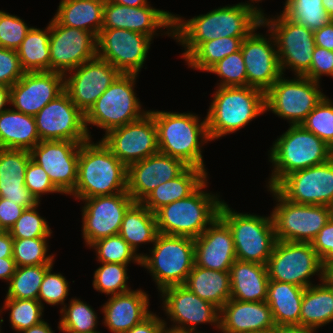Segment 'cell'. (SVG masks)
<instances>
[{
	"label": "cell",
	"instance_id": "obj_26",
	"mask_svg": "<svg viewBox=\"0 0 333 333\" xmlns=\"http://www.w3.org/2000/svg\"><path fill=\"white\" fill-rule=\"evenodd\" d=\"M188 166L180 159L157 152L127 167V192L142 202L159 184L179 176Z\"/></svg>",
	"mask_w": 333,
	"mask_h": 333
},
{
	"label": "cell",
	"instance_id": "obj_61",
	"mask_svg": "<svg viewBox=\"0 0 333 333\" xmlns=\"http://www.w3.org/2000/svg\"><path fill=\"white\" fill-rule=\"evenodd\" d=\"M16 270V264L13 258H0V279L7 281L11 280Z\"/></svg>",
	"mask_w": 333,
	"mask_h": 333
},
{
	"label": "cell",
	"instance_id": "obj_62",
	"mask_svg": "<svg viewBox=\"0 0 333 333\" xmlns=\"http://www.w3.org/2000/svg\"><path fill=\"white\" fill-rule=\"evenodd\" d=\"M271 333H317V331L302 325H275Z\"/></svg>",
	"mask_w": 333,
	"mask_h": 333
},
{
	"label": "cell",
	"instance_id": "obj_7",
	"mask_svg": "<svg viewBox=\"0 0 333 333\" xmlns=\"http://www.w3.org/2000/svg\"><path fill=\"white\" fill-rule=\"evenodd\" d=\"M150 254L141 258L160 293L164 288L184 285L195 264L194 239L158 233Z\"/></svg>",
	"mask_w": 333,
	"mask_h": 333
},
{
	"label": "cell",
	"instance_id": "obj_67",
	"mask_svg": "<svg viewBox=\"0 0 333 333\" xmlns=\"http://www.w3.org/2000/svg\"><path fill=\"white\" fill-rule=\"evenodd\" d=\"M160 333H203V332L186 331L182 329L172 328L170 326L167 327V322L164 321V326L161 328Z\"/></svg>",
	"mask_w": 333,
	"mask_h": 333
},
{
	"label": "cell",
	"instance_id": "obj_47",
	"mask_svg": "<svg viewBox=\"0 0 333 333\" xmlns=\"http://www.w3.org/2000/svg\"><path fill=\"white\" fill-rule=\"evenodd\" d=\"M102 264L94 271L93 288L100 293L117 295L129 292L133 289L127 285L129 276L128 266L120 263H100Z\"/></svg>",
	"mask_w": 333,
	"mask_h": 333
},
{
	"label": "cell",
	"instance_id": "obj_65",
	"mask_svg": "<svg viewBox=\"0 0 333 333\" xmlns=\"http://www.w3.org/2000/svg\"><path fill=\"white\" fill-rule=\"evenodd\" d=\"M106 1L125 5L128 7H141L149 4L148 0H106Z\"/></svg>",
	"mask_w": 333,
	"mask_h": 333
},
{
	"label": "cell",
	"instance_id": "obj_10",
	"mask_svg": "<svg viewBox=\"0 0 333 333\" xmlns=\"http://www.w3.org/2000/svg\"><path fill=\"white\" fill-rule=\"evenodd\" d=\"M276 201L270 212L276 240L311 243L333 216V208L324 205L297 204L286 200L275 188L268 190Z\"/></svg>",
	"mask_w": 333,
	"mask_h": 333
},
{
	"label": "cell",
	"instance_id": "obj_43",
	"mask_svg": "<svg viewBox=\"0 0 333 333\" xmlns=\"http://www.w3.org/2000/svg\"><path fill=\"white\" fill-rule=\"evenodd\" d=\"M322 3V0H286L282 13L296 24L315 31L333 21Z\"/></svg>",
	"mask_w": 333,
	"mask_h": 333
},
{
	"label": "cell",
	"instance_id": "obj_58",
	"mask_svg": "<svg viewBox=\"0 0 333 333\" xmlns=\"http://www.w3.org/2000/svg\"><path fill=\"white\" fill-rule=\"evenodd\" d=\"M165 319L151 312L144 320L128 330L126 333H160Z\"/></svg>",
	"mask_w": 333,
	"mask_h": 333
},
{
	"label": "cell",
	"instance_id": "obj_11",
	"mask_svg": "<svg viewBox=\"0 0 333 333\" xmlns=\"http://www.w3.org/2000/svg\"><path fill=\"white\" fill-rule=\"evenodd\" d=\"M321 90L319 82L305 76L289 79L282 75L265 92L266 112L287 120L290 125H301L326 96Z\"/></svg>",
	"mask_w": 333,
	"mask_h": 333
},
{
	"label": "cell",
	"instance_id": "obj_28",
	"mask_svg": "<svg viewBox=\"0 0 333 333\" xmlns=\"http://www.w3.org/2000/svg\"><path fill=\"white\" fill-rule=\"evenodd\" d=\"M274 327L272 312L266 301L247 302L230 299L220 309L221 333L271 332Z\"/></svg>",
	"mask_w": 333,
	"mask_h": 333
},
{
	"label": "cell",
	"instance_id": "obj_60",
	"mask_svg": "<svg viewBox=\"0 0 333 333\" xmlns=\"http://www.w3.org/2000/svg\"><path fill=\"white\" fill-rule=\"evenodd\" d=\"M13 238L8 231L0 232V258H12Z\"/></svg>",
	"mask_w": 333,
	"mask_h": 333
},
{
	"label": "cell",
	"instance_id": "obj_9",
	"mask_svg": "<svg viewBox=\"0 0 333 333\" xmlns=\"http://www.w3.org/2000/svg\"><path fill=\"white\" fill-rule=\"evenodd\" d=\"M138 74H120L108 89L97 99L85 114V126L89 137V124L105 130V134L142 118L149 110H144L136 96L135 85Z\"/></svg>",
	"mask_w": 333,
	"mask_h": 333
},
{
	"label": "cell",
	"instance_id": "obj_13",
	"mask_svg": "<svg viewBox=\"0 0 333 333\" xmlns=\"http://www.w3.org/2000/svg\"><path fill=\"white\" fill-rule=\"evenodd\" d=\"M266 266L269 281L306 288L313 285V276L324 279V265L311 243L277 240Z\"/></svg>",
	"mask_w": 333,
	"mask_h": 333
},
{
	"label": "cell",
	"instance_id": "obj_32",
	"mask_svg": "<svg viewBox=\"0 0 333 333\" xmlns=\"http://www.w3.org/2000/svg\"><path fill=\"white\" fill-rule=\"evenodd\" d=\"M206 179L208 173L204 170L188 166L176 178L159 184L141 202L152 213L174 201L191 195Z\"/></svg>",
	"mask_w": 333,
	"mask_h": 333
},
{
	"label": "cell",
	"instance_id": "obj_17",
	"mask_svg": "<svg viewBox=\"0 0 333 333\" xmlns=\"http://www.w3.org/2000/svg\"><path fill=\"white\" fill-rule=\"evenodd\" d=\"M49 25L50 71L65 75L97 56V37L93 33L60 25L54 18Z\"/></svg>",
	"mask_w": 333,
	"mask_h": 333
},
{
	"label": "cell",
	"instance_id": "obj_59",
	"mask_svg": "<svg viewBox=\"0 0 333 333\" xmlns=\"http://www.w3.org/2000/svg\"><path fill=\"white\" fill-rule=\"evenodd\" d=\"M315 45L333 51V21L314 31Z\"/></svg>",
	"mask_w": 333,
	"mask_h": 333
},
{
	"label": "cell",
	"instance_id": "obj_64",
	"mask_svg": "<svg viewBox=\"0 0 333 333\" xmlns=\"http://www.w3.org/2000/svg\"><path fill=\"white\" fill-rule=\"evenodd\" d=\"M6 105H10V88L0 85V114L8 109Z\"/></svg>",
	"mask_w": 333,
	"mask_h": 333
},
{
	"label": "cell",
	"instance_id": "obj_24",
	"mask_svg": "<svg viewBox=\"0 0 333 333\" xmlns=\"http://www.w3.org/2000/svg\"><path fill=\"white\" fill-rule=\"evenodd\" d=\"M174 14L153 8L150 4L128 7L105 0L102 29H126L142 33L152 40L157 32L173 38ZM166 28V29H164ZM160 30V31H159ZM157 31V32H156Z\"/></svg>",
	"mask_w": 333,
	"mask_h": 333
},
{
	"label": "cell",
	"instance_id": "obj_69",
	"mask_svg": "<svg viewBox=\"0 0 333 333\" xmlns=\"http://www.w3.org/2000/svg\"><path fill=\"white\" fill-rule=\"evenodd\" d=\"M252 2H250L249 4L253 7H255L262 15L264 14V11L261 9V7H258L257 5H255V3H259L262 2V0H250ZM255 1V2H254ZM253 3V4H252ZM255 5V6H254Z\"/></svg>",
	"mask_w": 333,
	"mask_h": 333
},
{
	"label": "cell",
	"instance_id": "obj_41",
	"mask_svg": "<svg viewBox=\"0 0 333 333\" xmlns=\"http://www.w3.org/2000/svg\"><path fill=\"white\" fill-rule=\"evenodd\" d=\"M60 314L58 329L63 333H102L96 330L99 322L97 313L80 298H71L69 304L61 306Z\"/></svg>",
	"mask_w": 333,
	"mask_h": 333
},
{
	"label": "cell",
	"instance_id": "obj_55",
	"mask_svg": "<svg viewBox=\"0 0 333 333\" xmlns=\"http://www.w3.org/2000/svg\"><path fill=\"white\" fill-rule=\"evenodd\" d=\"M312 56L310 69L304 76L319 83L321 76L333 78V51L315 46Z\"/></svg>",
	"mask_w": 333,
	"mask_h": 333
},
{
	"label": "cell",
	"instance_id": "obj_66",
	"mask_svg": "<svg viewBox=\"0 0 333 333\" xmlns=\"http://www.w3.org/2000/svg\"><path fill=\"white\" fill-rule=\"evenodd\" d=\"M324 279L333 285V259L324 266Z\"/></svg>",
	"mask_w": 333,
	"mask_h": 333
},
{
	"label": "cell",
	"instance_id": "obj_46",
	"mask_svg": "<svg viewBox=\"0 0 333 333\" xmlns=\"http://www.w3.org/2000/svg\"><path fill=\"white\" fill-rule=\"evenodd\" d=\"M95 250L97 261L100 263H120L128 265L131 262L141 266V257L118 234L100 239L90 247Z\"/></svg>",
	"mask_w": 333,
	"mask_h": 333
},
{
	"label": "cell",
	"instance_id": "obj_53",
	"mask_svg": "<svg viewBox=\"0 0 333 333\" xmlns=\"http://www.w3.org/2000/svg\"><path fill=\"white\" fill-rule=\"evenodd\" d=\"M25 186L37 202L45 194H63L50 180L46 171L32 159L29 161L25 172Z\"/></svg>",
	"mask_w": 333,
	"mask_h": 333
},
{
	"label": "cell",
	"instance_id": "obj_68",
	"mask_svg": "<svg viewBox=\"0 0 333 333\" xmlns=\"http://www.w3.org/2000/svg\"><path fill=\"white\" fill-rule=\"evenodd\" d=\"M322 2L325 11L333 19V0H322Z\"/></svg>",
	"mask_w": 333,
	"mask_h": 333
},
{
	"label": "cell",
	"instance_id": "obj_30",
	"mask_svg": "<svg viewBox=\"0 0 333 333\" xmlns=\"http://www.w3.org/2000/svg\"><path fill=\"white\" fill-rule=\"evenodd\" d=\"M31 152L0 148V198L13 201L25 209L38 202L25 186V172Z\"/></svg>",
	"mask_w": 333,
	"mask_h": 333
},
{
	"label": "cell",
	"instance_id": "obj_45",
	"mask_svg": "<svg viewBox=\"0 0 333 333\" xmlns=\"http://www.w3.org/2000/svg\"><path fill=\"white\" fill-rule=\"evenodd\" d=\"M44 308L37 300L5 298L0 314L3 310L10 311L11 328L19 333L43 321Z\"/></svg>",
	"mask_w": 333,
	"mask_h": 333
},
{
	"label": "cell",
	"instance_id": "obj_50",
	"mask_svg": "<svg viewBox=\"0 0 333 333\" xmlns=\"http://www.w3.org/2000/svg\"><path fill=\"white\" fill-rule=\"evenodd\" d=\"M38 202L32 207L26 208L15 224L9 229L13 239L51 237L52 230L49 223L38 213Z\"/></svg>",
	"mask_w": 333,
	"mask_h": 333
},
{
	"label": "cell",
	"instance_id": "obj_34",
	"mask_svg": "<svg viewBox=\"0 0 333 333\" xmlns=\"http://www.w3.org/2000/svg\"><path fill=\"white\" fill-rule=\"evenodd\" d=\"M105 0H61L54 19L63 26L93 33L102 30Z\"/></svg>",
	"mask_w": 333,
	"mask_h": 333
},
{
	"label": "cell",
	"instance_id": "obj_36",
	"mask_svg": "<svg viewBox=\"0 0 333 333\" xmlns=\"http://www.w3.org/2000/svg\"><path fill=\"white\" fill-rule=\"evenodd\" d=\"M184 286L219 309L231 297L230 272L210 270L194 264Z\"/></svg>",
	"mask_w": 333,
	"mask_h": 333
},
{
	"label": "cell",
	"instance_id": "obj_39",
	"mask_svg": "<svg viewBox=\"0 0 333 333\" xmlns=\"http://www.w3.org/2000/svg\"><path fill=\"white\" fill-rule=\"evenodd\" d=\"M50 25L32 27L16 50L25 72L50 71Z\"/></svg>",
	"mask_w": 333,
	"mask_h": 333
},
{
	"label": "cell",
	"instance_id": "obj_54",
	"mask_svg": "<svg viewBox=\"0 0 333 333\" xmlns=\"http://www.w3.org/2000/svg\"><path fill=\"white\" fill-rule=\"evenodd\" d=\"M25 73L17 51L0 47V85L10 88Z\"/></svg>",
	"mask_w": 333,
	"mask_h": 333
},
{
	"label": "cell",
	"instance_id": "obj_4",
	"mask_svg": "<svg viewBox=\"0 0 333 333\" xmlns=\"http://www.w3.org/2000/svg\"><path fill=\"white\" fill-rule=\"evenodd\" d=\"M216 88L206 115L211 141L237 132L266 113L262 90L250 86Z\"/></svg>",
	"mask_w": 333,
	"mask_h": 333
},
{
	"label": "cell",
	"instance_id": "obj_42",
	"mask_svg": "<svg viewBox=\"0 0 333 333\" xmlns=\"http://www.w3.org/2000/svg\"><path fill=\"white\" fill-rule=\"evenodd\" d=\"M52 265L16 267L14 275L8 282L5 298L37 300L45 272Z\"/></svg>",
	"mask_w": 333,
	"mask_h": 333
},
{
	"label": "cell",
	"instance_id": "obj_29",
	"mask_svg": "<svg viewBox=\"0 0 333 333\" xmlns=\"http://www.w3.org/2000/svg\"><path fill=\"white\" fill-rule=\"evenodd\" d=\"M101 306L102 324L112 333H126L151 313L149 295L141 289L110 295Z\"/></svg>",
	"mask_w": 333,
	"mask_h": 333
},
{
	"label": "cell",
	"instance_id": "obj_56",
	"mask_svg": "<svg viewBox=\"0 0 333 333\" xmlns=\"http://www.w3.org/2000/svg\"><path fill=\"white\" fill-rule=\"evenodd\" d=\"M311 244L324 266L333 259V216L319 231Z\"/></svg>",
	"mask_w": 333,
	"mask_h": 333
},
{
	"label": "cell",
	"instance_id": "obj_6",
	"mask_svg": "<svg viewBox=\"0 0 333 333\" xmlns=\"http://www.w3.org/2000/svg\"><path fill=\"white\" fill-rule=\"evenodd\" d=\"M206 179L191 195L167 204L155 212L158 233L197 238L219 216L222 199L209 193Z\"/></svg>",
	"mask_w": 333,
	"mask_h": 333
},
{
	"label": "cell",
	"instance_id": "obj_1",
	"mask_svg": "<svg viewBox=\"0 0 333 333\" xmlns=\"http://www.w3.org/2000/svg\"><path fill=\"white\" fill-rule=\"evenodd\" d=\"M262 23V14L248 2L213 9L185 20L174 14L173 39L184 47L186 59L201 43L234 37L245 38Z\"/></svg>",
	"mask_w": 333,
	"mask_h": 333
},
{
	"label": "cell",
	"instance_id": "obj_15",
	"mask_svg": "<svg viewBox=\"0 0 333 333\" xmlns=\"http://www.w3.org/2000/svg\"><path fill=\"white\" fill-rule=\"evenodd\" d=\"M81 201L84 202L81 231L87 247L100 239L118 235L126 211L135 203L127 191Z\"/></svg>",
	"mask_w": 333,
	"mask_h": 333
},
{
	"label": "cell",
	"instance_id": "obj_23",
	"mask_svg": "<svg viewBox=\"0 0 333 333\" xmlns=\"http://www.w3.org/2000/svg\"><path fill=\"white\" fill-rule=\"evenodd\" d=\"M261 23L242 41L241 51L247 73V86L266 92L283 74L273 35L257 33ZM268 37V38H267Z\"/></svg>",
	"mask_w": 333,
	"mask_h": 333
},
{
	"label": "cell",
	"instance_id": "obj_12",
	"mask_svg": "<svg viewBox=\"0 0 333 333\" xmlns=\"http://www.w3.org/2000/svg\"><path fill=\"white\" fill-rule=\"evenodd\" d=\"M265 16L264 13L262 24L274 37L282 74L290 69L295 76H304L310 69L316 46L314 31L296 24L282 12L275 17Z\"/></svg>",
	"mask_w": 333,
	"mask_h": 333
},
{
	"label": "cell",
	"instance_id": "obj_51",
	"mask_svg": "<svg viewBox=\"0 0 333 333\" xmlns=\"http://www.w3.org/2000/svg\"><path fill=\"white\" fill-rule=\"evenodd\" d=\"M53 265L45 272L39 290L37 301L44 307V303L51 306H64L69 295V281L61 273H54Z\"/></svg>",
	"mask_w": 333,
	"mask_h": 333
},
{
	"label": "cell",
	"instance_id": "obj_71",
	"mask_svg": "<svg viewBox=\"0 0 333 333\" xmlns=\"http://www.w3.org/2000/svg\"><path fill=\"white\" fill-rule=\"evenodd\" d=\"M253 333H271V332H253Z\"/></svg>",
	"mask_w": 333,
	"mask_h": 333
},
{
	"label": "cell",
	"instance_id": "obj_3",
	"mask_svg": "<svg viewBox=\"0 0 333 333\" xmlns=\"http://www.w3.org/2000/svg\"><path fill=\"white\" fill-rule=\"evenodd\" d=\"M127 191V167L102 140L91 138L81 143L78 158V179L69 194L76 200L114 195Z\"/></svg>",
	"mask_w": 333,
	"mask_h": 333
},
{
	"label": "cell",
	"instance_id": "obj_48",
	"mask_svg": "<svg viewBox=\"0 0 333 333\" xmlns=\"http://www.w3.org/2000/svg\"><path fill=\"white\" fill-rule=\"evenodd\" d=\"M333 149V101L325 96L301 124Z\"/></svg>",
	"mask_w": 333,
	"mask_h": 333
},
{
	"label": "cell",
	"instance_id": "obj_52",
	"mask_svg": "<svg viewBox=\"0 0 333 333\" xmlns=\"http://www.w3.org/2000/svg\"><path fill=\"white\" fill-rule=\"evenodd\" d=\"M31 28L19 16L0 10V47L17 50Z\"/></svg>",
	"mask_w": 333,
	"mask_h": 333
},
{
	"label": "cell",
	"instance_id": "obj_35",
	"mask_svg": "<svg viewBox=\"0 0 333 333\" xmlns=\"http://www.w3.org/2000/svg\"><path fill=\"white\" fill-rule=\"evenodd\" d=\"M304 290L290 283L269 281L266 302L275 325H300Z\"/></svg>",
	"mask_w": 333,
	"mask_h": 333
},
{
	"label": "cell",
	"instance_id": "obj_63",
	"mask_svg": "<svg viewBox=\"0 0 333 333\" xmlns=\"http://www.w3.org/2000/svg\"><path fill=\"white\" fill-rule=\"evenodd\" d=\"M19 333H55L45 320L33 325L32 327L22 330Z\"/></svg>",
	"mask_w": 333,
	"mask_h": 333
},
{
	"label": "cell",
	"instance_id": "obj_49",
	"mask_svg": "<svg viewBox=\"0 0 333 333\" xmlns=\"http://www.w3.org/2000/svg\"><path fill=\"white\" fill-rule=\"evenodd\" d=\"M208 72L219 77L220 82L216 87L247 86V73L241 50L223 58Z\"/></svg>",
	"mask_w": 333,
	"mask_h": 333
},
{
	"label": "cell",
	"instance_id": "obj_16",
	"mask_svg": "<svg viewBox=\"0 0 333 333\" xmlns=\"http://www.w3.org/2000/svg\"><path fill=\"white\" fill-rule=\"evenodd\" d=\"M41 141L65 140L83 143L90 139L85 115L71 101L64 90L44 106L35 116Z\"/></svg>",
	"mask_w": 333,
	"mask_h": 333
},
{
	"label": "cell",
	"instance_id": "obj_2",
	"mask_svg": "<svg viewBox=\"0 0 333 333\" xmlns=\"http://www.w3.org/2000/svg\"><path fill=\"white\" fill-rule=\"evenodd\" d=\"M157 127L159 152L204 170L203 144L211 142L206 117L196 113L149 110Z\"/></svg>",
	"mask_w": 333,
	"mask_h": 333
},
{
	"label": "cell",
	"instance_id": "obj_31",
	"mask_svg": "<svg viewBox=\"0 0 333 333\" xmlns=\"http://www.w3.org/2000/svg\"><path fill=\"white\" fill-rule=\"evenodd\" d=\"M229 272L230 299L247 302L267 300L269 277L266 265L236 259Z\"/></svg>",
	"mask_w": 333,
	"mask_h": 333
},
{
	"label": "cell",
	"instance_id": "obj_18",
	"mask_svg": "<svg viewBox=\"0 0 333 333\" xmlns=\"http://www.w3.org/2000/svg\"><path fill=\"white\" fill-rule=\"evenodd\" d=\"M103 135L102 142L126 167L159 152L157 127L150 112Z\"/></svg>",
	"mask_w": 333,
	"mask_h": 333
},
{
	"label": "cell",
	"instance_id": "obj_21",
	"mask_svg": "<svg viewBox=\"0 0 333 333\" xmlns=\"http://www.w3.org/2000/svg\"><path fill=\"white\" fill-rule=\"evenodd\" d=\"M121 73L96 56L64 75V90L85 115Z\"/></svg>",
	"mask_w": 333,
	"mask_h": 333
},
{
	"label": "cell",
	"instance_id": "obj_5",
	"mask_svg": "<svg viewBox=\"0 0 333 333\" xmlns=\"http://www.w3.org/2000/svg\"><path fill=\"white\" fill-rule=\"evenodd\" d=\"M274 142L268 153L272 174L268 187L274 188L285 176L327 162L333 149L302 125H289Z\"/></svg>",
	"mask_w": 333,
	"mask_h": 333
},
{
	"label": "cell",
	"instance_id": "obj_20",
	"mask_svg": "<svg viewBox=\"0 0 333 333\" xmlns=\"http://www.w3.org/2000/svg\"><path fill=\"white\" fill-rule=\"evenodd\" d=\"M160 295L167 319L173 322L172 328L198 332V325L208 323L219 330L220 309L184 285L166 287Z\"/></svg>",
	"mask_w": 333,
	"mask_h": 333
},
{
	"label": "cell",
	"instance_id": "obj_19",
	"mask_svg": "<svg viewBox=\"0 0 333 333\" xmlns=\"http://www.w3.org/2000/svg\"><path fill=\"white\" fill-rule=\"evenodd\" d=\"M274 188L291 202L333 208V157L285 176Z\"/></svg>",
	"mask_w": 333,
	"mask_h": 333
},
{
	"label": "cell",
	"instance_id": "obj_27",
	"mask_svg": "<svg viewBox=\"0 0 333 333\" xmlns=\"http://www.w3.org/2000/svg\"><path fill=\"white\" fill-rule=\"evenodd\" d=\"M195 265L210 270L229 272L236 260L233 235L218 216L194 239Z\"/></svg>",
	"mask_w": 333,
	"mask_h": 333
},
{
	"label": "cell",
	"instance_id": "obj_40",
	"mask_svg": "<svg viewBox=\"0 0 333 333\" xmlns=\"http://www.w3.org/2000/svg\"><path fill=\"white\" fill-rule=\"evenodd\" d=\"M244 38L225 37L201 43L186 59L188 67L208 72L220 60L241 50Z\"/></svg>",
	"mask_w": 333,
	"mask_h": 333
},
{
	"label": "cell",
	"instance_id": "obj_8",
	"mask_svg": "<svg viewBox=\"0 0 333 333\" xmlns=\"http://www.w3.org/2000/svg\"><path fill=\"white\" fill-rule=\"evenodd\" d=\"M219 217L232 232L236 259L267 265L277 241L271 214L239 213L223 200Z\"/></svg>",
	"mask_w": 333,
	"mask_h": 333
},
{
	"label": "cell",
	"instance_id": "obj_22",
	"mask_svg": "<svg viewBox=\"0 0 333 333\" xmlns=\"http://www.w3.org/2000/svg\"><path fill=\"white\" fill-rule=\"evenodd\" d=\"M81 143L65 140L40 141L31 158L49 175L52 183L65 195L75 188L78 179V158Z\"/></svg>",
	"mask_w": 333,
	"mask_h": 333
},
{
	"label": "cell",
	"instance_id": "obj_70",
	"mask_svg": "<svg viewBox=\"0 0 333 333\" xmlns=\"http://www.w3.org/2000/svg\"><path fill=\"white\" fill-rule=\"evenodd\" d=\"M3 322H4V320L0 317V333H1V328H2V327H1L2 325H1V324H2ZM2 333H3V332H2Z\"/></svg>",
	"mask_w": 333,
	"mask_h": 333
},
{
	"label": "cell",
	"instance_id": "obj_33",
	"mask_svg": "<svg viewBox=\"0 0 333 333\" xmlns=\"http://www.w3.org/2000/svg\"><path fill=\"white\" fill-rule=\"evenodd\" d=\"M40 141L34 116L12 108L0 114V148L30 151Z\"/></svg>",
	"mask_w": 333,
	"mask_h": 333
},
{
	"label": "cell",
	"instance_id": "obj_38",
	"mask_svg": "<svg viewBox=\"0 0 333 333\" xmlns=\"http://www.w3.org/2000/svg\"><path fill=\"white\" fill-rule=\"evenodd\" d=\"M158 234L155 213L141 202H135L125 213L119 235L138 253L139 245L154 243Z\"/></svg>",
	"mask_w": 333,
	"mask_h": 333
},
{
	"label": "cell",
	"instance_id": "obj_25",
	"mask_svg": "<svg viewBox=\"0 0 333 333\" xmlns=\"http://www.w3.org/2000/svg\"><path fill=\"white\" fill-rule=\"evenodd\" d=\"M64 89V74L26 72L10 87V105L16 111L35 116Z\"/></svg>",
	"mask_w": 333,
	"mask_h": 333
},
{
	"label": "cell",
	"instance_id": "obj_57",
	"mask_svg": "<svg viewBox=\"0 0 333 333\" xmlns=\"http://www.w3.org/2000/svg\"><path fill=\"white\" fill-rule=\"evenodd\" d=\"M25 208L13 201L5 198H0V226L4 231L9 229L15 224L21 216Z\"/></svg>",
	"mask_w": 333,
	"mask_h": 333
},
{
	"label": "cell",
	"instance_id": "obj_14",
	"mask_svg": "<svg viewBox=\"0 0 333 333\" xmlns=\"http://www.w3.org/2000/svg\"><path fill=\"white\" fill-rule=\"evenodd\" d=\"M152 39L126 29H102L97 36V56L122 74H138L145 64Z\"/></svg>",
	"mask_w": 333,
	"mask_h": 333
},
{
	"label": "cell",
	"instance_id": "obj_37",
	"mask_svg": "<svg viewBox=\"0 0 333 333\" xmlns=\"http://www.w3.org/2000/svg\"><path fill=\"white\" fill-rule=\"evenodd\" d=\"M333 321V285L325 279L304 290L300 325L318 330Z\"/></svg>",
	"mask_w": 333,
	"mask_h": 333
},
{
	"label": "cell",
	"instance_id": "obj_44",
	"mask_svg": "<svg viewBox=\"0 0 333 333\" xmlns=\"http://www.w3.org/2000/svg\"><path fill=\"white\" fill-rule=\"evenodd\" d=\"M48 238L50 237L13 239L12 258L16 267L55 264V254H47Z\"/></svg>",
	"mask_w": 333,
	"mask_h": 333
}]
</instances>
